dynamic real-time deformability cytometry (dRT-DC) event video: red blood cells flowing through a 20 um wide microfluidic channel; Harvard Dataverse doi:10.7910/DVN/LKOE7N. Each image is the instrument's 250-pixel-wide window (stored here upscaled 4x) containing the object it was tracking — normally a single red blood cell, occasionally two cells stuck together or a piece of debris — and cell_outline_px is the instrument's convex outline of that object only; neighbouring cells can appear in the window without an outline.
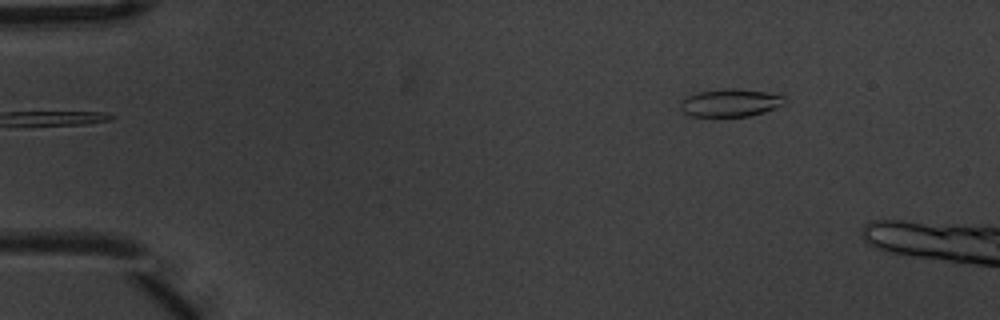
{"species": "common noctule bat (a hibernating species)", "species_latin": "Nyctalus noctula", "temperature_condition": "warm", "stored_images_in_passage": 2, "camera_frame_rate_fps": 3000, "um_per_image_px": 0.085, "animal": {"sex": "male", "body_mass_g": 20.1, "forearm_length_mm": 53.5}, "frame": {"image": 1, "passage_image": 2, "time_ms": 0.333, "image_size_px": [1000, 320], "cell_outline_px": [[788, 100], [784, 104], [764, 112], [748, 116], [688, 116], [680, 108], [680, 104], [688, 96], [696, 92], [724, 88], [736, 88], [768, 92], [784, 96]], "centroid_in_image_um": [62.1, 8.72], "position_along_channel_um": 22.9, "area_um2": 16.94}}